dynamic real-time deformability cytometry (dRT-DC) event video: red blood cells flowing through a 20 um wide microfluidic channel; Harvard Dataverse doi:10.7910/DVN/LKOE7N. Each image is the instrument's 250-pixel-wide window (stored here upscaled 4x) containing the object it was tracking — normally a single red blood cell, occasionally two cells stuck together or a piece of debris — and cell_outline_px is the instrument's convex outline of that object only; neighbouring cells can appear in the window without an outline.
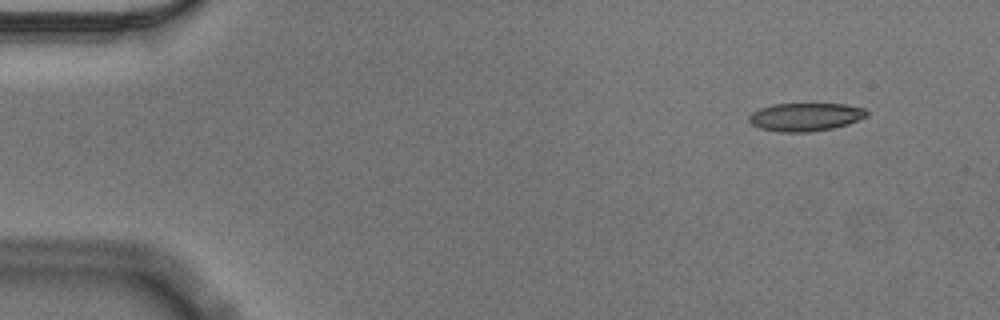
{"species": "Egyptian fruit bat (a non-hibernating species)", "species_latin": "Rousettus aegyptiacus", "temperature_condition": "cold", "stored_images_in_passage": 53, "camera_frame_rate_fps": 3000, "um_per_image_px": 0.085, "animal": {"sex": "male"}, "frame": {"image": 1, "passage_image": 2, "time_ms": 0.333, "image_size_px": [1000, 320], "cell_outline_px": [[868, 116], [848, 124], [832, 128], [808, 132], [780, 132], [760, 128], [752, 124], [748, 120], [748, 116], [752, 112], [760, 108], [772, 104], [844, 104], [864, 108], [868, 112]], "centroid_in_image_um": [68.45, 9.94], "position_along_channel_um": 16.5, "area_um2": 19.31}}
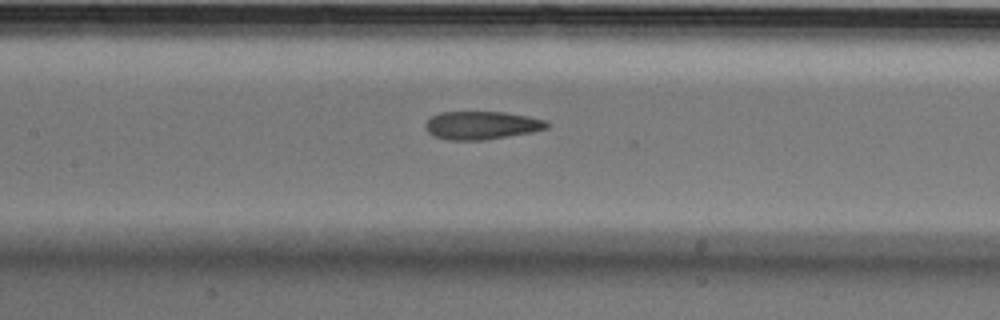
{"frame": {"image": 2, "passage_image": 23, "time_ms": 7.333, "image_size_px": [1000, 320], "cell_outline_px": [[548, 128], [532, 132], [484, 140], [448, 140], [432, 136], [424, 128], [424, 124], [432, 116], [440, 112], [504, 112], [528, 116], [544, 120], [548, 124]], "centroid_in_image_um": [40.89, 10.65], "position_along_channel_um": 166.5, "area_um2": 19.94}}
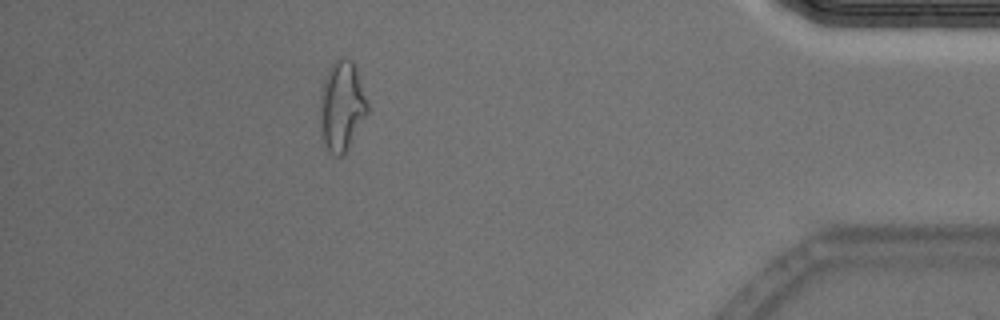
{"frame": {"image": 3, "passage_image": 47, "time_ms": 15.333, "image_size_px": [1000, 320], "cell_outline_px": [[368, 112], [344, 156], [336, 156], [328, 148], [320, 136], [320, 92], [328, 68], [340, 56], [352, 60], [356, 68], [368, 104]], "centroid_in_image_um": [29.04, 9.01], "position_along_channel_um": 406.2, "area_um2": 24.91}, "authors_computed_cell_mechanics": {"area_um2": 20.4612, "velocity_mm_per_s": 3.5722, "shape_relaxation_time_tau1_ms": 8.6741, "shape_relaxation_time_tau2_ms": 2.3609, "deformation_change_tau1": 0.2199, "deformation_change_tau2": 0.106}}